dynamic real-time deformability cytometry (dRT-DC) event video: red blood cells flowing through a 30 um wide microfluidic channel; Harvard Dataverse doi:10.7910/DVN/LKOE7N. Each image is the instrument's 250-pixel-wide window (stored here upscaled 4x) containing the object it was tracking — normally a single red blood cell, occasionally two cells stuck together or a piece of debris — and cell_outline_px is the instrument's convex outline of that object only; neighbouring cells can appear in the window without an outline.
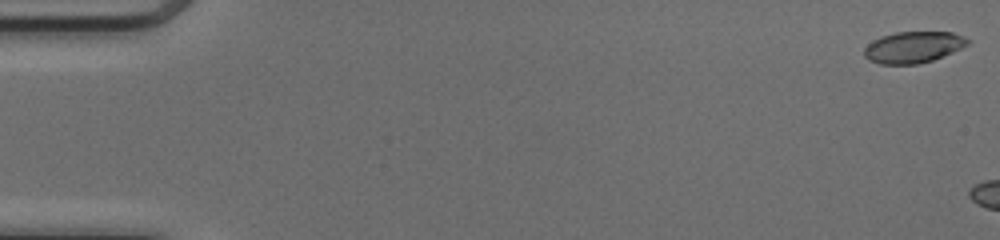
{"species": "common noctule bat (a hibernating species)", "species_latin": "Nyctalus noctula", "temperature_condition": "cold", "stored_images_in_passage": 5, "camera_frame_rate_fps": 3000, "um_per_image_px": 0.085, "animal": {"sex": "female", "body_mass_g": 17.0, "forearm_length_mm": 48.0}, "frame": {"image": 1, "passage_image": 1, "time_ms": 0.0, "image_size_px": [1000, 240], "cell_outline_px": [[972, 40], [968, 44], [952, 52], [932, 60], [916, 64], [880, 64], [868, 60], [864, 56], [864, 48], [872, 40], [880, 36], [896, 32], [952, 32], [964, 36]], "centroid_in_image_um": [77.61, 4.0], "position_along_channel_um": 7.4, "area_um2": 18.96}}